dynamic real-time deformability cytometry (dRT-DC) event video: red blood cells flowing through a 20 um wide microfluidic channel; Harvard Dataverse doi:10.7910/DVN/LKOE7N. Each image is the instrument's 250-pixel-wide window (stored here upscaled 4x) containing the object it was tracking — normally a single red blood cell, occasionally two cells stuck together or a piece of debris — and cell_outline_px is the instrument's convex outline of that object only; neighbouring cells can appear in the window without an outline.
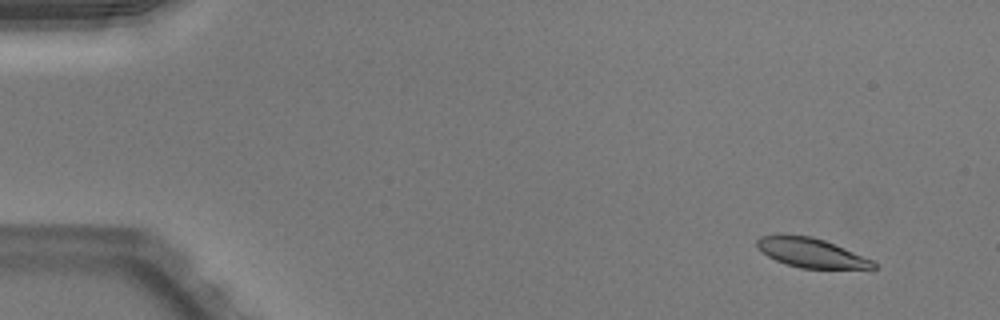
{"species": "Egyptian fruit bat (a non-hibernating species)", "species_latin": "Rousettus aegyptiacus", "temperature_condition": "warm", "stored_images_in_passage": 52, "camera_frame_rate_fps": 3000, "um_per_image_px": 0.085, "animal": {"sex": "male"}, "frame": {"image": 1, "passage_image": 5, "time_ms": 1.333, "image_size_px": [1000, 320], "cell_outline_px": [[876, 268], [800, 268], [776, 260], [768, 256], [756, 244], [756, 240], [760, 236], [780, 232], [812, 236], [824, 240], [844, 248], [872, 260], [876, 264]], "centroid_in_image_um": [68.88, 21.44], "position_along_channel_um": 16.1, "area_um2": 19.88}}
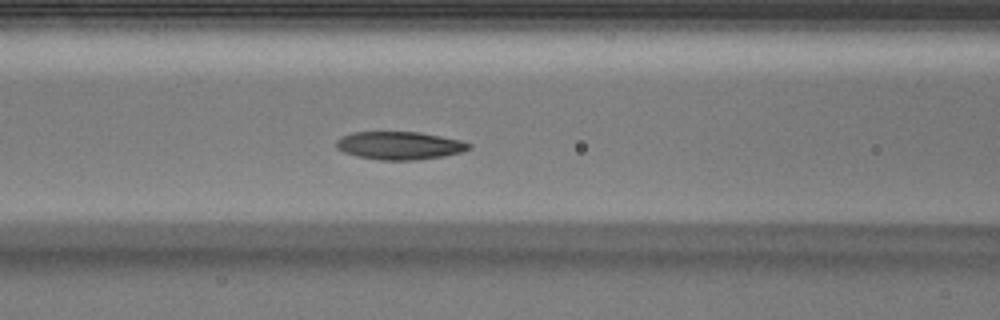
{"frame": {"image": 2, "passage_image": 23, "time_ms": 7.333, "image_size_px": [1000, 320], "cell_outline_px": [[472, 148], [460, 152], [444, 156], [416, 160], [380, 160], [356, 156], [344, 152], [336, 148], [336, 140], [340, 136], [352, 132], [420, 132], [460, 140], [472, 144]], "centroid_in_image_um": [33.94, 12.37], "position_along_channel_um": 132.7, "area_um2": 21.73}}
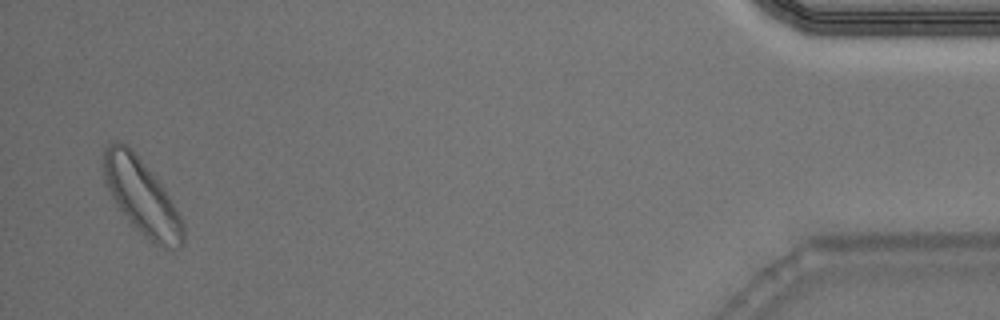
{"frame": {"image": 3, "passage_image": 51, "time_ms": 16.667, "image_size_px": [1000, 320], "cell_outline_px": [[184, 244], [176, 252], [152, 244], [128, 220], [116, 204], [104, 184], [104, 148], [108, 144], [116, 140], [120, 140], [128, 144], [132, 148], [164, 188], [176, 208], [184, 224]], "centroid_in_image_um": [12.06, 16.75], "position_along_channel_um": 423.1, "area_um2": 35.37}, "authors_computed_cell_mechanics": {"area_um2": 21.5883, "velocity_mm_per_s": 3.9422, "shape_relaxation_time_tau1_ms": 3.9965, "shape_relaxation_time_tau2_ms": null, "deformation_change_tau1": 0.1101, "deformation_change_tau2": null}}